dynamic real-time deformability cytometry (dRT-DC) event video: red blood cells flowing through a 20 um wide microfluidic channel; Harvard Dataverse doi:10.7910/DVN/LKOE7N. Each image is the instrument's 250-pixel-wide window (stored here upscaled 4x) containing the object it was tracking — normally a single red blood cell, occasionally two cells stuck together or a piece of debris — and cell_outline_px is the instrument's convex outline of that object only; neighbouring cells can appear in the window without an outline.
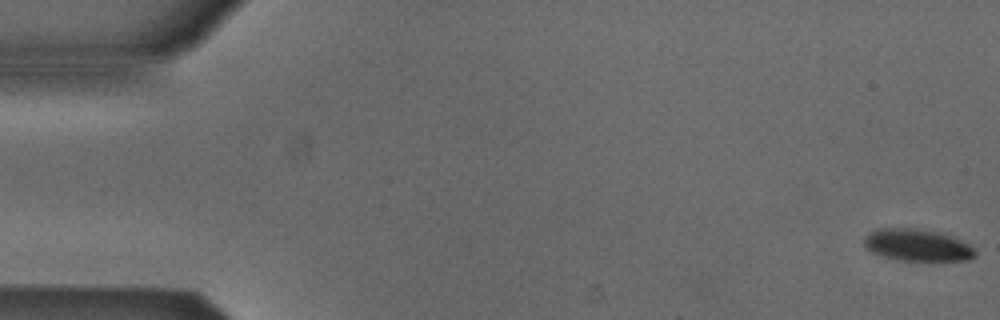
{"species": "Egyptian fruit bat (a non-hibernating species)", "species_latin": "Rousettus aegyptiacus", "temperature_condition": "cold", "stored_images_in_passage": 54, "camera_frame_rate_fps": 3000, "um_per_image_px": 0.085, "animal": {"sex": "male"}, "frame": {"image": 1, "passage_image": 1, "time_ms": 0.0, "image_size_px": [1000, 320], "cell_outline_px": [[976, 256], [968, 260], [900, 260], [884, 256], [872, 252], [864, 244], [864, 236], [868, 232], [876, 228], [920, 228], [952, 236], [968, 244], [976, 252]], "centroid_in_image_um": [77.94, 20.81], "position_along_channel_um": 7.1, "area_um2": 20.58}}
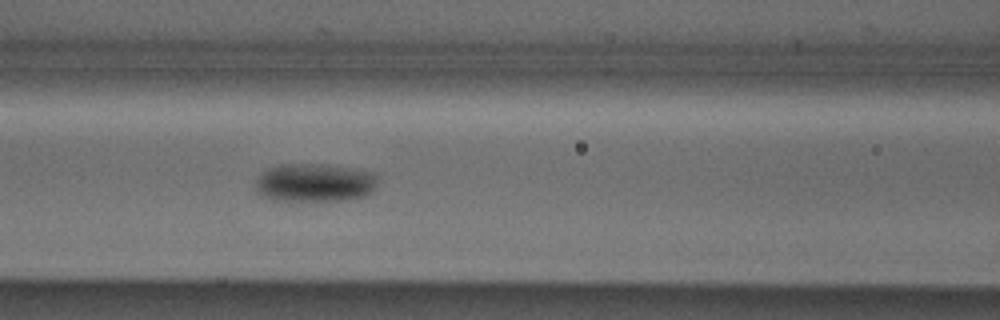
{"frame": {"image": 2, "passage_image": 23, "time_ms": 7.333, "image_size_px": [1000, 320], "cell_outline_px": [[376, 188], [372, 192], [364, 196], [344, 200], [272, 200], [256, 192], [256, 184], [260, 176], [268, 168], [280, 164], [320, 164], [352, 168], [376, 172]], "centroid_in_image_um": [26.78, 15.52], "position_along_channel_um": 139.8, "area_um2": 27.22}}
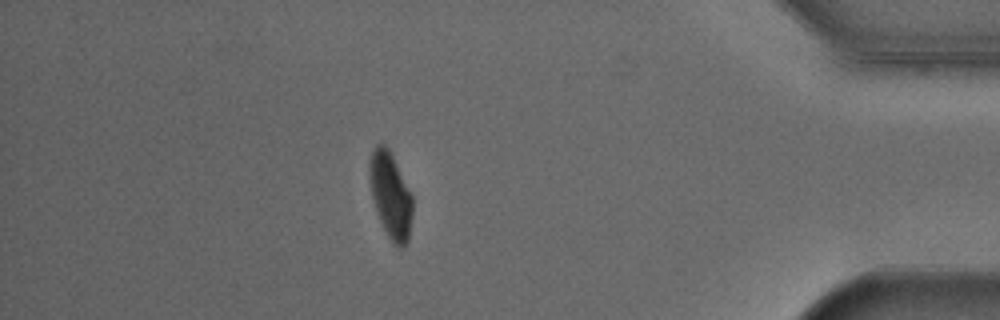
{"frame": {"image": 3, "passage_image": 47, "time_ms": 15.333, "image_size_px": [1000, 320], "cell_outline_px": [[412, 216], [408, 240], [400, 248], [392, 244], [376, 212], [372, 196], [368, 176], [368, 164], [372, 148], [376, 144], [384, 144], [388, 148], [412, 196]], "centroid_in_image_um": [33.16, 16.59], "position_along_channel_um": 402.0, "area_um2": 21.44}, "authors_computed_cell_mechanics": {"area_um2": 23.6402, "velocity_mm_per_s": 3.8518, "shape_relaxation_time_tau1_ms": 3.0179, "shape_relaxation_time_tau2_ms": null, "deformation_change_tau1": 0.0953, "deformation_change_tau2": null}}